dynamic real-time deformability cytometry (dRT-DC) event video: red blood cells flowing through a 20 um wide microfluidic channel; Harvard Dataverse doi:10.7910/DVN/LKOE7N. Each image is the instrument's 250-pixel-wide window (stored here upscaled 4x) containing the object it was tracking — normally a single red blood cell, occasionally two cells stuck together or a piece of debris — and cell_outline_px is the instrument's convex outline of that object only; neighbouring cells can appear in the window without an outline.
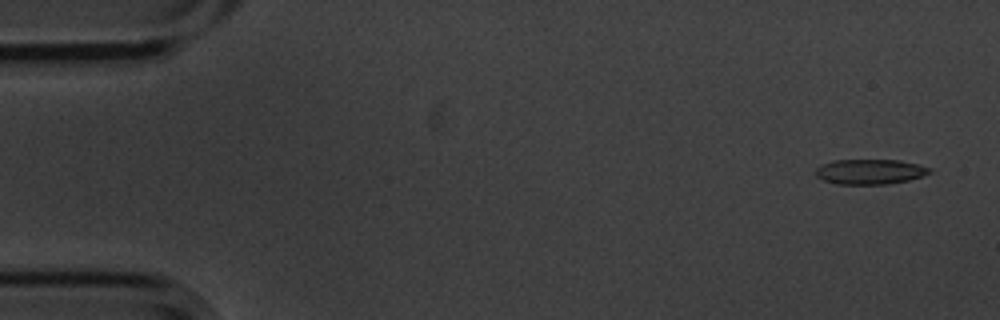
{"species": "common noctule bat (a hibernating species)", "species_latin": "Nyctalus noctula", "temperature_condition": "cold", "stored_images_in_passage": 6, "camera_frame_rate_fps": 3000, "um_per_image_px": 0.085, "animal": {"sex": "male", "body_mass_g": 20.1, "forearm_length_mm": 53.5}, "frame": {"image": 1, "passage_image": 1, "time_ms": 0.0, "image_size_px": [1000, 320], "cell_outline_px": [[932, 172], [908, 180], [888, 184], [836, 184], [824, 180], [816, 176], [816, 168], [820, 164], [832, 160], [900, 160], [932, 168]], "centroid_in_image_um": [73.92, 14.59], "position_along_channel_um": 11.1, "area_um2": 16.65}}
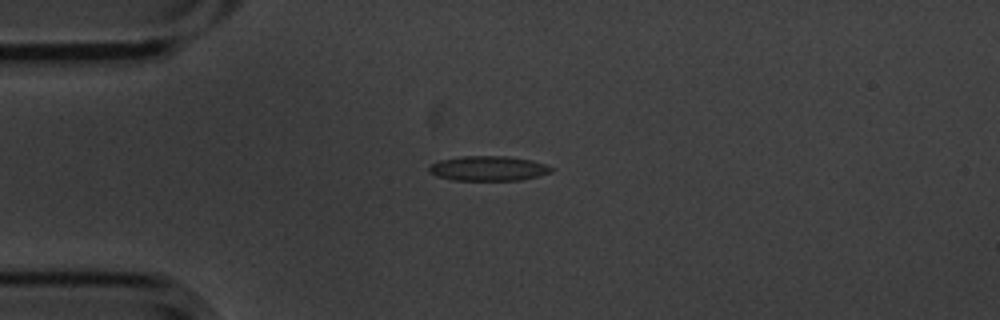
{"frame": {"image": 2, "passage_image": 4, "time_ms": 1.0, "image_size_px": [1000, 320], "cell_outline_px": [[552, 172], [540, 176], [520, 180], [452, 180], [436, 176], [428, 172], [428, 168], [432, 164], [440, 160], [460, 156], [508, 156], [532, 160], [548, 164], [552, 168]], "centroid_in_image_um": [41.53, 14.31], "position_along_channel_um": 43.5, "area_um2": 17.86}}
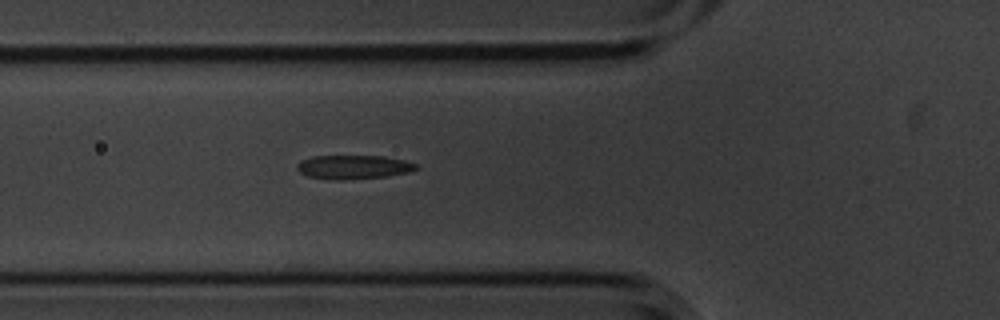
{"frame": {"image": 3, "passage_image": 6, "time_ms": 1.667, "image_size_px": [1000, 320], "cell_outline_px": [[420, 168], [408, 172], [388, 176], [344, 180], [332, 180], [308, 176], [300, 172], [296, 168], [296, 164], [300, 160], [312, 156], [384, 156], [404, 160], [416, 164]], "centroid_in_image_um": [30.02, 14.2], "position_along_channel_um": 95.8, "area_um2": 16.7}}